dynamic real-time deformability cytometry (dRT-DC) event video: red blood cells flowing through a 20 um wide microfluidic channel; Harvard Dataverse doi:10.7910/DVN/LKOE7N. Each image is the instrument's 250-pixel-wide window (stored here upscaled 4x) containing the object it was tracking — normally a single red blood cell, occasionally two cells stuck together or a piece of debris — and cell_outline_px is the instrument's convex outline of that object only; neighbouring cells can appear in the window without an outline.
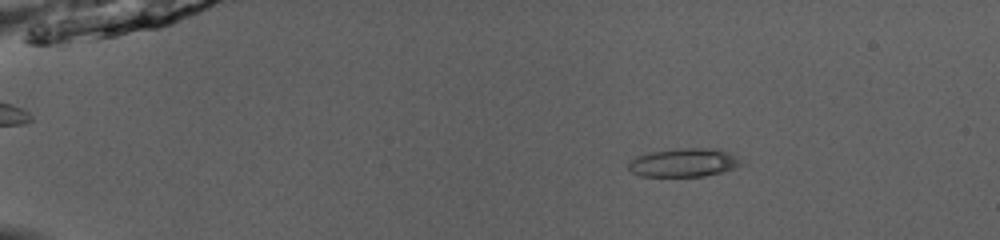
{"species": "common noctule bat (a hibernating species)", "species_latin": "Nyctalus noctula", "temperature_condition": "room temperature", "stored_images_in_passage": 50, "camera_frame_rate_fps": 3000, "um_per_image_px": 0.085, "animal": {"sex": "male", "body_mass_g": 13.0, "forearm_length_mm": 53.1}, "frame": {"image": 1, "passage_image": 9, "time_ms": 2.667, "image_size_px": [1000, 240], "cell_outline_px": [[744, 164], [736, 168], [704, 176], [640, 176], [632, 172], [628, 168], [628, 164], [636, 156], [648, 152], [676, 148], [712, 148], [732, 152]], "centroid_in_image_um": [58.14, 13.81], "position_along_channel_um": 26.9, "area_um2": 18.9}}
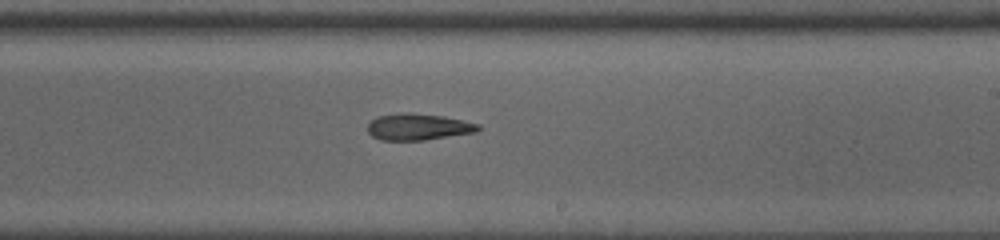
{"frame": {"image": 2, "passage_image": 32, "time_ms": 10.333, "image_size_px": [1000, 240], "cell_outline_px": [[480, 128], [476, 132], [424, 140], [380, 140], [372, 136], [368, 132], [368, 124], [376, 116], [408, 112], [444, 116], [480, 124]], "centroid_in_image_um": [35.54, 10.78], "position_along_channel_um": 253.5, "area_um2": 17.05}}
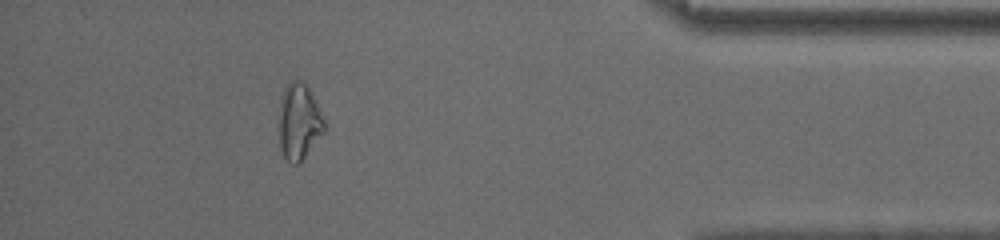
{"frame": {"image": 3, "passage_image": 46, "time_ms": 15.0, "image_size_px": [1000, 240], "cell_outline_px": [[324, 132], [300, 164], [292, 164], [284, 156], [280, 148], [280, 104], [284, 88], [292, 80], [296, 80], [304, 84], [308, 88], [324, 120]], "centroid_in_image_um": [25.41, 10.4], "position_along_channel_um": 409.8, "area_um2": 19.59}}